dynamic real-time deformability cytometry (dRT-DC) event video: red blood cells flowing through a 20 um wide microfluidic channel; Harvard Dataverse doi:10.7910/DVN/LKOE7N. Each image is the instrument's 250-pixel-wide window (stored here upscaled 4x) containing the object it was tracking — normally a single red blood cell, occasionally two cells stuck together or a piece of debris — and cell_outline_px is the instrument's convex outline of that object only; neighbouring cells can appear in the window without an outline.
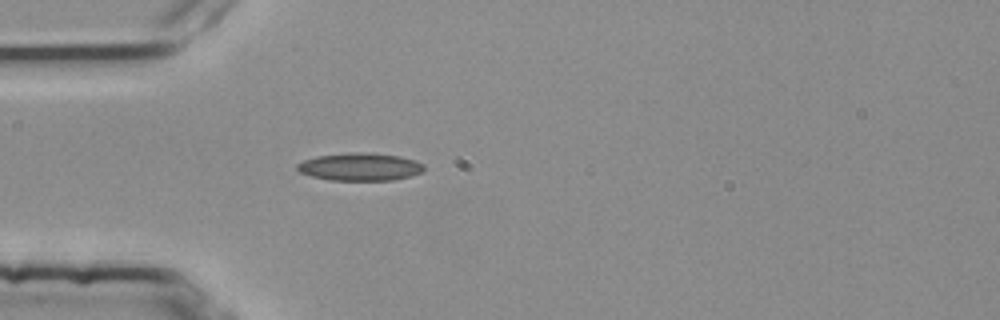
{"species": "common noctule bat (a hibernating species)", "species_latin": "Nyctalus noctula", "temperature_condition": "room temperature", "stored_images_in_passage": 39, "camera_frame_rate_fps": 3000, "um_per_image_px": 0.085, "animal": {"sex": "female", "body_mass_g": 25.1}, "frame": {"image": 1, "passage_image": 1, "time_ms": 0.0, "image_size_px": [1000, 320], "cell_outline_px": [[424, 168], [420, 172], [412, 176], [392, 180], [328, 180], [312, 176], [300, 172], [296, 168], [296, 164], [304, 160], [316, 156], [352, 152], [356, 152], [400, 156], [416, 160], [424, 164]], "centroid_in_image_um": [30.59, 14.18], "position_along_channel_um": 54.4, "area_um2": 20.4}}
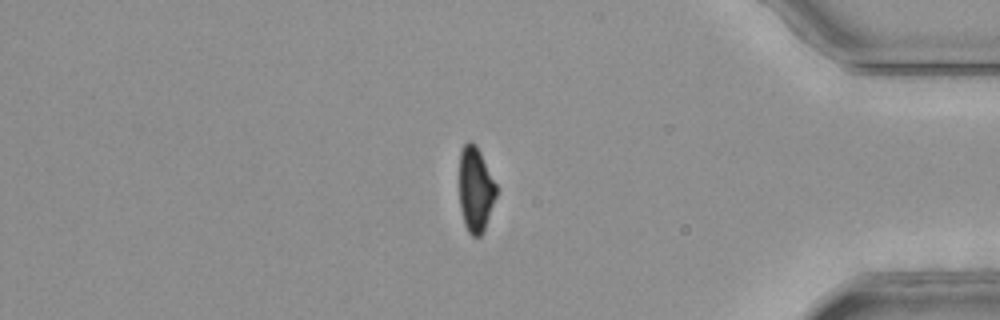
{"frame": {"image": 2, "passage_image": 31, "time_ms": 10.0, "image_size_px": [1000, 320], "cell_outline_px": [[496, 196], [484, 232], [480, 236], [472, 236], [468, 232], [464, 224], [460, 208], [460, 148], [468, 140], [472, 140], [476, 144], [496, 184]], "centroid_in_image_um": [40.41, 16.1], "position_along_channel_um": 394.8, "area_um2": 18.38}}
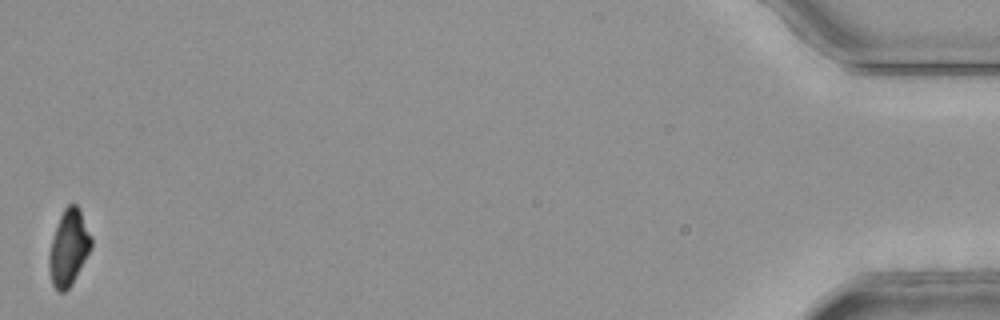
{"frame": {"image": 3, "passage_image": 39, "time_ms": 12.667, "image_size_px": [1000, 320], "cell_outline_px": [[92, 248], [72, 284], [64, 292], [60, 292], [52, 284], [48, 264], [48, 256], [52, 240], [60, 216], [64, 208], [68, 204], [76, 204], [80, 208], [92, 236]], "centroid_in_image_um": [5.86, 21.04], "position_along_channel_um": 429.3, "area_um2": 18.67}, "authors_computed_cell_mechanics": {"area_um2": 19.4786, "velocity_mm_per_s": 3.7922, "shape_relaxation_time_tau1_ms": null, "shape_relaxation_time_tau2_ms": 3.1444, "deformation_change_tau1": null, "deformation_change_tau2": 0.1013}}